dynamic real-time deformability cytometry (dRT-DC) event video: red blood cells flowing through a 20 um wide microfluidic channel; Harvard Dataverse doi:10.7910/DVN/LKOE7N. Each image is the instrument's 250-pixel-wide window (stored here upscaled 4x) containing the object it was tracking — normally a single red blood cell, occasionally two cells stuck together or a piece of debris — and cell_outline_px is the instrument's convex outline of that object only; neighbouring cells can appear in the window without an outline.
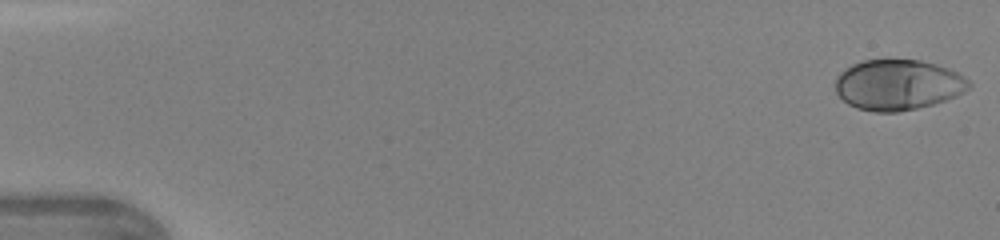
{"species": "human", "species_latin": "Homo sapiens", "temperature_condition": "warm", "stored_images_in_passage": 44, "camera_frame_rate_fps": 3000, "um_per_image_px": 0.085, "donor": {"sex": "female"}, "frame": {"image": 1, "passage_image": 1, "time_ms": 0.0, "image_size_px": [1000, 240], "cell_outline_px": [[972, 88], [956, 96], [932, 104], [916, 108], [896, 112], [872, 112], [856, 108], [848, 104], [836, 92], [836, 76], [844, 68], [860, 60], [920, 60], [936, 64], [948, 68], [964, 76], [972, 84]], "centroid_in_image_um": [76.32, 7.2], "position_along_channel_um": 8.7, "area_um2": 39.48}}
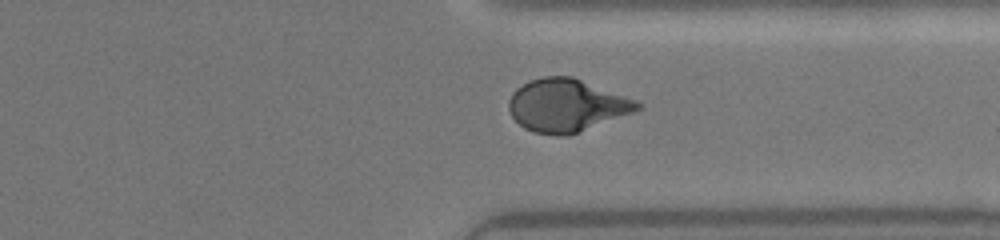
{"frame": {"image": 2, "passage_image": 35, "time_ms": 11.333, "image_size_px": [1000, 240], "cell_outline_px": [[644, 104], [640, 108], [632, 112], [576, 132], [564, 136], [556, 136], [536, 132], [524, 128], [512, 116], [508, 108], [508, 100], [512, 92], [516, 88], [528, 80], [544, 76], [572, 76], [636, 100]], "centroid_in_image_um": [48.11, 8.93], "position_along_channel_um": 363.3, "area_um2": 39.07}}
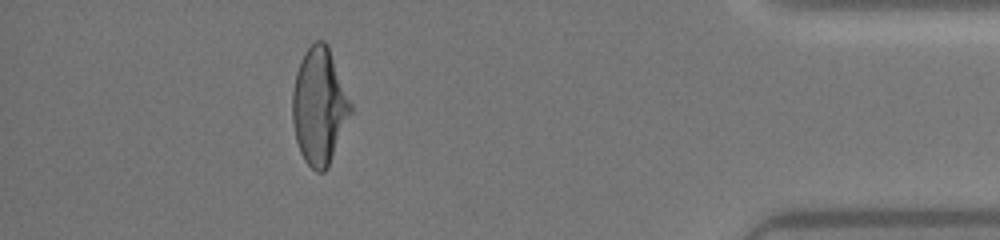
{"frame": {"image": 3, "passage_image": 41, "time_ms": 13.333, "image_size_px": [1000, 240], "cell_outline_px": [[352, 112], [328, 168], [324, 172], [316, 172], [304, 160], [300, 152], [296, 140], [292, 120], [292, 92], [296, 72], [300, 60], [304, 52], [316, 40], [324, 40], [328, 44], [352, 104]], "centroid_in_image_um": [27.14, 9.03], "position_along_channel_um": 408.1, "area_um2": 39.77}, "authors_computed_cell_mechanics": {"area_um2": 38.0324, "velocity_mm_per_s": 4.3571, "shape_relaxation_time_tau1_ms": 4.9343, "shape_relaxation_time_tau2_ms": null, "deformation_change_tau1": 0.1948, "deformation_change_tau2": null}}